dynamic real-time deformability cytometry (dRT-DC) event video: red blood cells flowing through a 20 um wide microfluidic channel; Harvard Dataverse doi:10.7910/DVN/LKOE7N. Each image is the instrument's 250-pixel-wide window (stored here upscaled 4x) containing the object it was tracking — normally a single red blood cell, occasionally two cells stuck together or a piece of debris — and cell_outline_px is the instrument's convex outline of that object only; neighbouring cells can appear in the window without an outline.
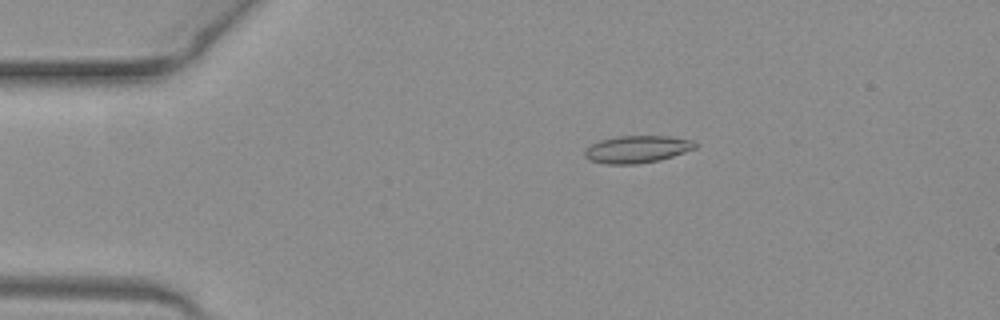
{"species": "common noctule bat (a hibernating species)", "species_latin": "Nyctalus noctula", "temperature_condition": "warm", "stored_images_in_passage": 51, "camera_frame_rate_fps": 3000, "um_per_image_px": 0.085, "animal": {"sex": "female", "body_mass_g": 19.3, "forearm_length_mm": 54.1}, "frame": {"image": 1, "passage_image": 10, "time_ms": 3.0, "image_size_px": [1000, 320], "cell_outline_px": [[696, 148], [660, 160], [636, 164], [604, 164], [588, 160], [584, 156], [584, 152], [592, 144], [600, 140], [616, 136], [668, 136], [692, 140], [696, 144]], "centroid_in_image_um": [54.12, 12.69], "position_along_channel_um": 30.9, "area_um2": 17.51}}
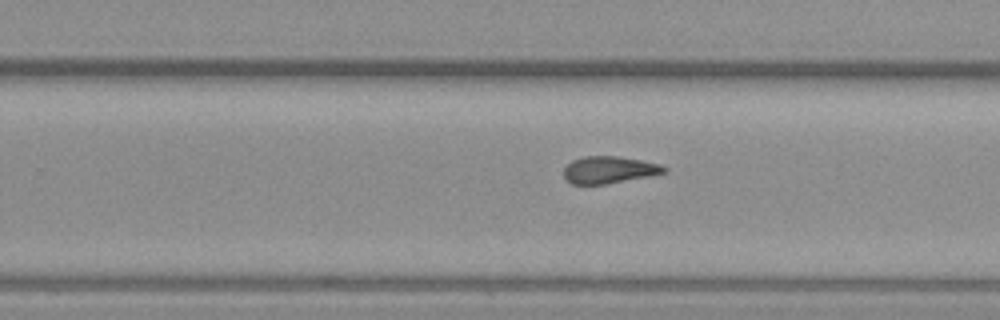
{"frame": {"image": 2, "passage_image": 32, "time_ms": 10.333, "image_size_px": [1000, 320], "cell_outline_px": [[668, 172], [648, 176], [604, 184], [572, 184], [564, 176], [564, 168], [572, 160], [584, 156], [616, 156], [640, 160], [660, 164], [668, 168]], "centroid_in_image_um": [51.78, 14.43], "position_along_channel_um": 278.0, "area_um2": 15.66}}
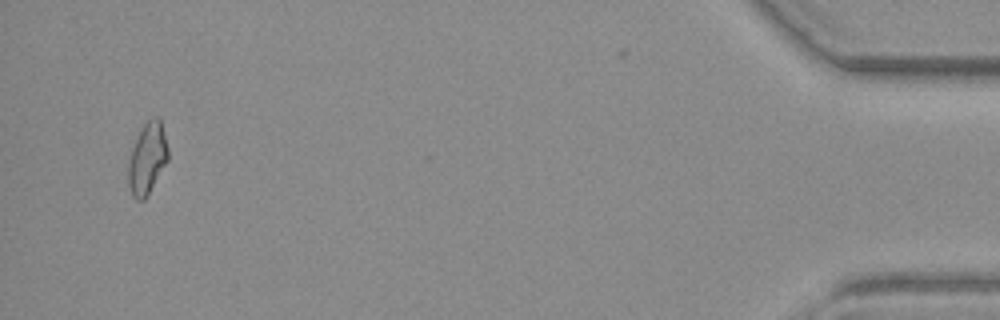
{"frame": {"image": 3, "passage_image": 49, "time_ms": 16.0, "image_size_px": [1000, 320], "cell_outline_px": [[168, 160], [144, 200], [136, 200], [132, 196], [128, 184], [128, 164], [132, 148], [144, 124], [152, 116], [160, 116], [168, 148]], "centroid_in_image_um": [12.52, 13.45], "position_along_channel_um": 422.7, "area_um2": 16.42}, "authors_computed_cell_mechanics": {"area_um2": 16.4152, "velocity_mm_per_s": 4.0799, "shape_relaxation_time_tau1_ms": null, "shape_relaxation_time_tau2_ms": 5.1485, "deformation_change_tau1": null, "deformation_change_tau2": 0.1449}}